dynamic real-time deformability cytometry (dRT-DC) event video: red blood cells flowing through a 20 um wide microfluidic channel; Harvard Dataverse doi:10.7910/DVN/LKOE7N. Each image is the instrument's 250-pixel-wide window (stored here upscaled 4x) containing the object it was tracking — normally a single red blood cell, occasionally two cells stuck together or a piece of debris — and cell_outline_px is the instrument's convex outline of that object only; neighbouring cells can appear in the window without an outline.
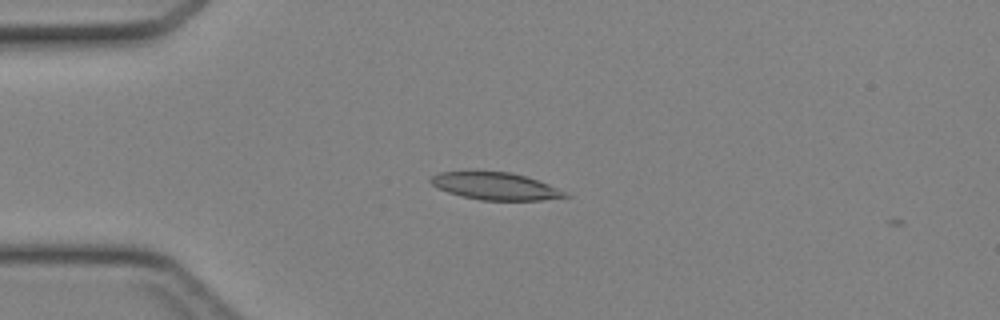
{"species": "Egyptian fruit bat (a non-hibernating species)", "species_latin": "Rousettus aegyptiacus", "temperature_condition": "cold", "stored_images_in_passage": 3, "camera_frame_rate_fps": 3000, "um_per_image_px": 0.085, "animal": {"sex": "female"}, "frame": {"image": 1, "passage_image": 1, "time_ms": 0.0, "image_size_px": [1000, 320], "cell_outline_px": [[572, 196], [544, 200], [480, 200], [460, 196], [436, 188], [428, 180], [432, 176], [440, 172], [468, 168], [476, 168], [512, 172], [548, 184], [568, 192]], "centroid_in_image_um": [42.03, 15.77], "position_along_channel_um": 43.0, "area_um2": 22.48}}